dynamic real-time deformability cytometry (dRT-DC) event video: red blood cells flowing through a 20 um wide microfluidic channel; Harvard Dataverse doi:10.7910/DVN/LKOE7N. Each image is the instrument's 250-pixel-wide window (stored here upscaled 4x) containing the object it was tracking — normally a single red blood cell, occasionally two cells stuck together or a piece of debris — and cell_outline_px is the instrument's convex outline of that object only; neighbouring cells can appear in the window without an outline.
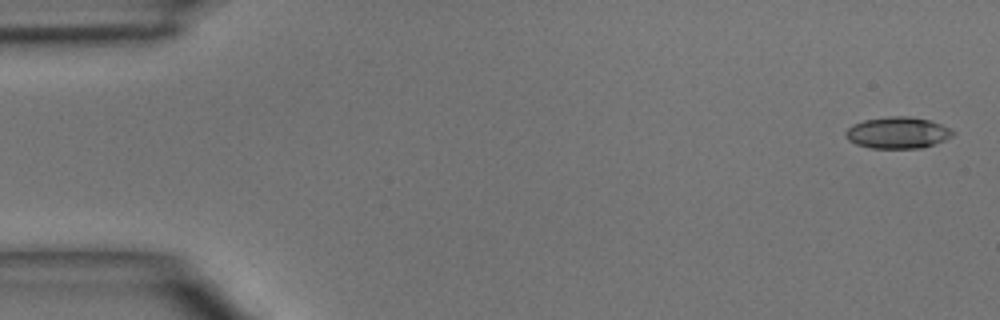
{"species": "common noctule bat (a hibernating species)", "species_latin": "Nyctalus noctula", "temperature_condition": "room temperature", "stored_images_in_passage": 6, "camera_frame_rate_fps": 3000, "um_per_image_px": 0.085, "animal": {"sex": "male", "body_mass_g": 15.6}, "frame": {"image": 1, "passage_image": 1, "time_ms": 0.0, "image_size_px": [1000, 320], "cell_outline_px": [[956, 132], [952, 136], [944, 140], [920, 148], [872, 148], [856, 144], [848, 140], [844, 136], [844, 132], [852, 124], [864, 120], [888, 116], [908, 116], [928, 120], [940, 124]], "centroid_in_image_um": [76.25, 11.28], "position_along_channel_um": 8.7, "area_um2": 19.59}}
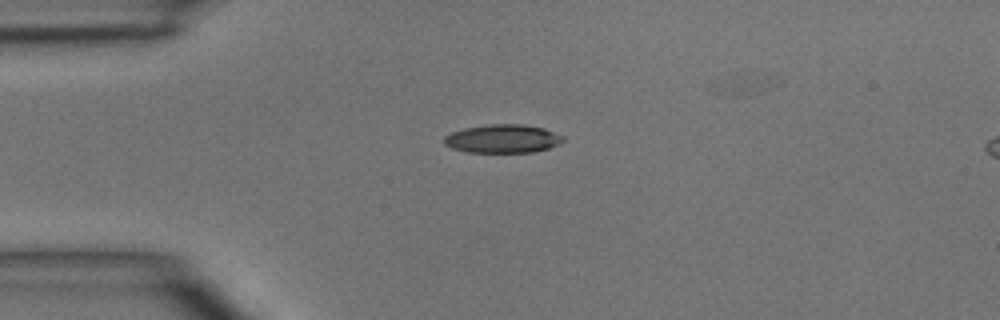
{"frame": {"image": 2, "passage_image": 4, "time_ms": 3.333, "image_size_px": [1000, 320], "cell_outline_px": [[564, 140], [560, 144], [548, 148], [532, 152], [468, 152], [452, 148], [444, 144], [444, 136], [452, 132], [464, 128], [488, 124], [524, 124], [544, 128], [564, 136]], "centroid_in_image_um": [42.74, 11.78], "position_along_channel_um": 42.3, "area_um2": 19.77}}
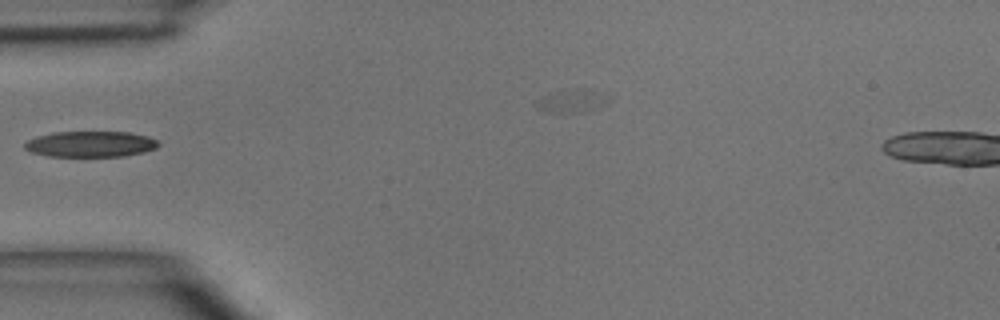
{"frame": {"image": 3, "passage_image": 5, "time_ms": 4.667, "image_size_px": [1000, 320], "cell_outline_px": [[160, 144], [156, 148], [144, 152], [124, 156], [48, 156], [32, 152], [24, 148], [24, 144], [28, 140], [36, 136], [52, 132], [128, 132], [148, 136], [156, 140]], "centroid_in_image_um": [7.69, 12.24], "position_along_channel_um": 77.3, "area_um2": 20.11}}